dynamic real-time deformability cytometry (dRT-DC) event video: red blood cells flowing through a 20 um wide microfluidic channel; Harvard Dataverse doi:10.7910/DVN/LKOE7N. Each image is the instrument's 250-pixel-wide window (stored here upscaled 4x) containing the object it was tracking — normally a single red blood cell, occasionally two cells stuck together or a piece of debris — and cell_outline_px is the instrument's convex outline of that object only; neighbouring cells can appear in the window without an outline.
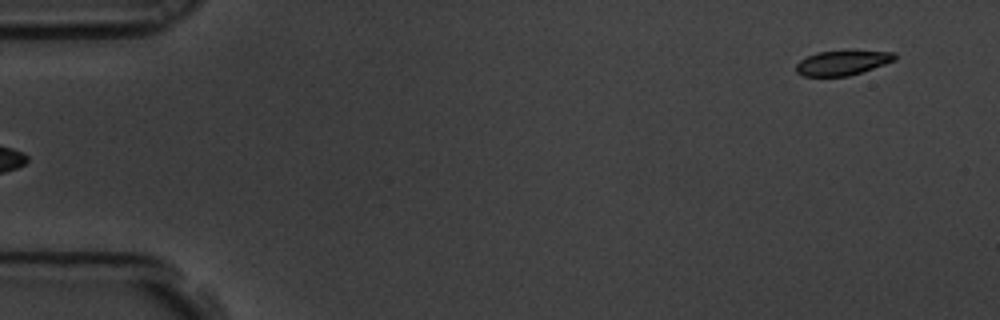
{"species": "common noctule bat (a hibernating species)", "species_latin": "Nyctalus noctula", "temperature_condition": "room temperature", "stored_images_in_passage": 6, "camera_frame_rate_fps": 3000, "um_per_image_px": 0.085, "animal": {"sex": "male", "body_mass_g": 19.5, "forearm_length_mm": 54.6}, "frame": {"image": 1, "passage_image": 6, "time_ms": 1.667, "image_size_px": [1000, 320], "cell_outline_px": [[896, 60], [848, 76], [804, 76], [796, 72], [796, 64], [800, 60], [816, 52], [896, 52]], "centroid_in_image_um": [71.56, 5.36], "position_along_channel_um": 13.4, "area_um2": 13.7}}